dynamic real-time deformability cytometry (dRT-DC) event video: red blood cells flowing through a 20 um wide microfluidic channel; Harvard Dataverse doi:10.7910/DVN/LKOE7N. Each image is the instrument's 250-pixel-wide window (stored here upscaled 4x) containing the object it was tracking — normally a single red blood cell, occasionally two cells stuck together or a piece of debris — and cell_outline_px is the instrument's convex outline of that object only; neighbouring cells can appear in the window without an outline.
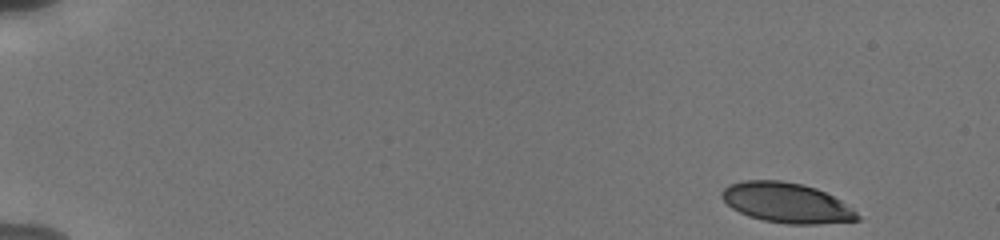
{"species": "human", "species_latin": "Homo sapiens", "temperature_condition": "cold", "stored_images_in_passage": 16, "camera_frame_rate_fps": 3000, "um_per_image_px": 0.085, "donor": {"sex": "male"}, "frame": {"image": 1, "passage_image": 1, "time_ms": 0.0, "image_size_px": [1000, 240], "cell_outline_px": [[860, 220], [816, 224], [788, 224], [764, 220], [748, 216], [732, 208], [720, 196], [720, 192], [728, 184], [744, 180], [780, 180], [800, 184], [816, 188], [840, 200], [856, 212], [860, 216]], "centroid_in_image_um": [66.82, 17.23], "position_along_channel_um": 18.2, "area_um2": 31.44}}
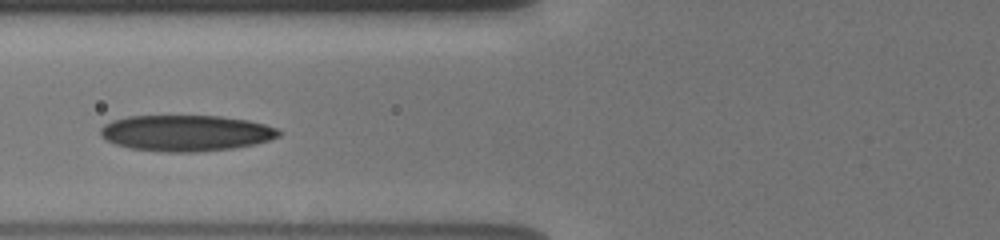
{"frame": {"image": 2, "passage_image": 14, "time_ms": 6.333, "image_size_px": [1000, 240], "cell_outline_px": [[280, 136], [256, 144], [232, 148], [196, 152], [164, 152], [128, 148], [116, 144], [100, 136], [100, 128], [104, 124], [112, 120], [128, 116], [220, 116], [248, 120], [264, 124], [276, 128], [280, 132]], "centroid_in_image_um": [15.78, 11.31], "position_along_channel_um": 110.0, "area_um2": 37.51}}